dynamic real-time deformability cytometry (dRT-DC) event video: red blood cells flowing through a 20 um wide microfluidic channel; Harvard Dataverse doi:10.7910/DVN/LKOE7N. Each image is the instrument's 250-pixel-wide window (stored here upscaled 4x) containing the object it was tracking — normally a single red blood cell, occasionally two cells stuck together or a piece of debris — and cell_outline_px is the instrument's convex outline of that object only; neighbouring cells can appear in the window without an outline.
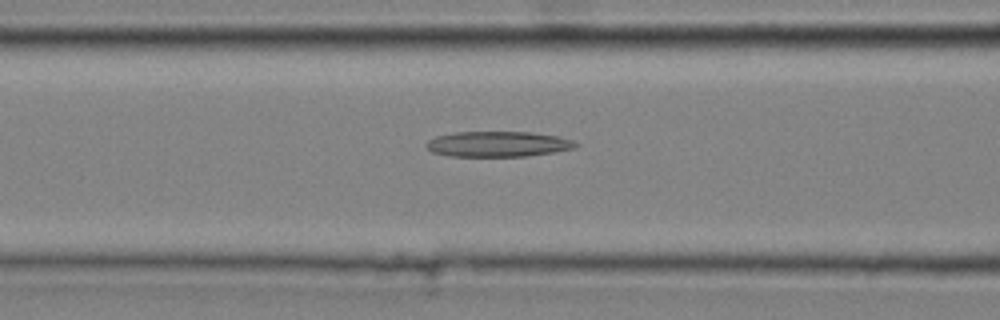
{"species": "common noctule bat (a hibernating species)", "species_latin": "Nyctalus noctula", "temperature_condition": "cold", "stored_images_in_passage": 42, "camera_frame_rate_fps": 3000, "um_per_image_px": 0.085, "animal": {"sex": "male", "body_mass_g": 20.4}, "frame": {"image": 1, "passage_image": 17, "time_ms": 5.333, "image_size_px": [1000, 320], "cell_outline_px": [[580, 144], [576, 148], [556, 152], [528, 156], [448, 156], [432, 152], [424, 144], [428, 140], [436, 136], [456, 132], [532, 132], [560, 136], [572, 140]], "centroid_in_image_um": [42.37, 12.24], "position_along_channel_um": 124.2, "area_um2": 22.37}}
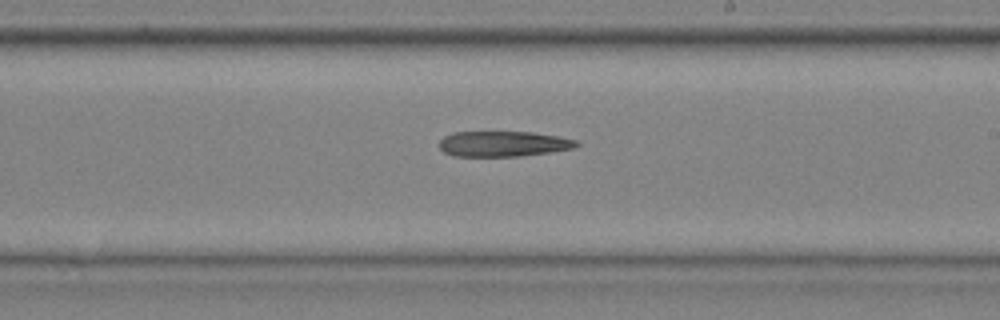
{"frame": {"image": 2, "passage_image": 26, "time_ms": 8.333, "image_size_px": [1000, 320], "cell_outline_px": [[580, 144], [572, 148], [548, 152], [520, 156], [452, 156], [444, 152], [440, 148], [440, 140], [444, 136], [452, 132], [532, 132], [560, 136], [576, 140]], "centroid_in_image_um": [42.76, 12.22], "position_along_channel_um": 246.2, "area_um2": 20.29}}
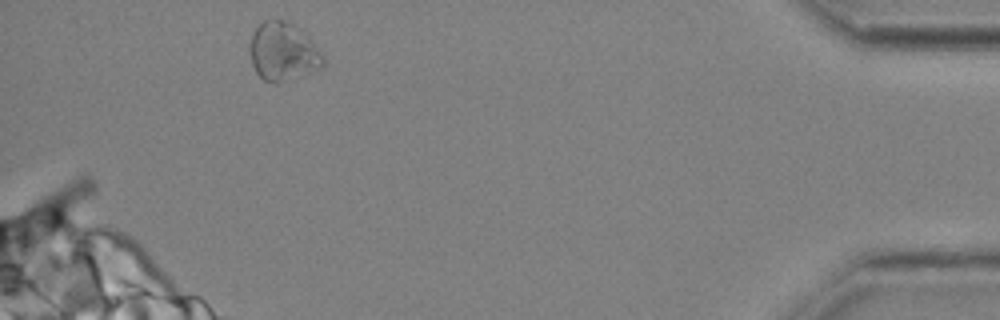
{"frame": {"image": 3, "passage_image": 42, "time_ms": 13.667, "image_size_px": [1000, 320], "cell_outline_px": [[324, 64], [320, 68], [276, 84], [264, 80], [256, 72], [252, 64], [252, 36], [256, 28], [264, 20], [280, 20], [292, 24], [308, 36], [312, 40], [324, 56]], "centroid_in_image_um": [24.09, 4.41], "position_along_channel_um": 411.1, "area_um2": 24.28}}